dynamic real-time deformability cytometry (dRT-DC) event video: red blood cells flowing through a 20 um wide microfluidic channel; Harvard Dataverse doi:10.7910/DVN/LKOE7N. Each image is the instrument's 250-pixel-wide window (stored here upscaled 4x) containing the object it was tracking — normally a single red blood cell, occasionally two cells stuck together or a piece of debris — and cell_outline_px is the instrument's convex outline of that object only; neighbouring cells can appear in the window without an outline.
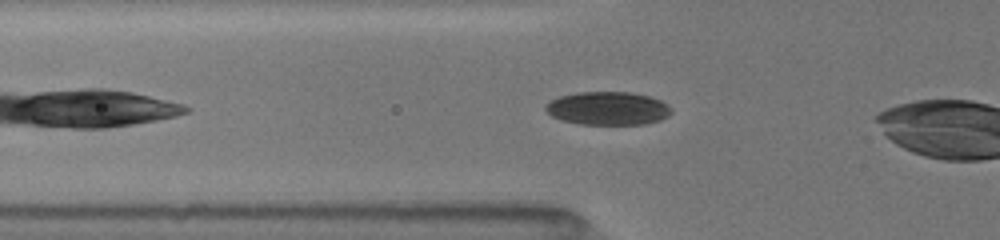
{"species": "common noctule bat (a hibernating species)", "species_latin": "Nyctalus noctula", "temperature_condition": "room temperature", "stored_images_in_passage": 33, "camera_frame_rate_fps": 3000, "um_per_image_px": 0.085, "animal": {"sex": "female", "body_mass_g": 19.5, "forearm_length_mm": 54.1}, "frame": {"image": 1, "passage_image": 7, "time_ms": 2.0, "image_size_px": [1000, 240], "cell_outline_px": [[672, 112], [668, 116], [660, 120], [644, 124], [580, 124], [560, 120], [552, 116], [544, 108], [552, 100], [560, 96], [576, 92], [632, 92], [648, 96], [660, 100]], "centroid_in_image_um": [51.64, 9.21], "position_along_channel_um": 74.2, "area_um2": 24.16}}
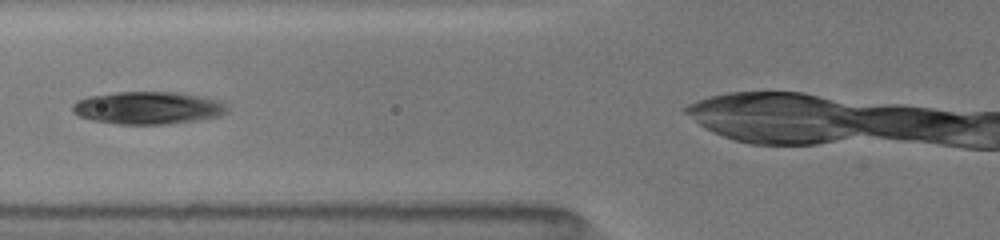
{"frame": {"image": 2, "passage_image": 10, "time_ms": 3.0, "image_size_px": [1000, 240], "cell_outline_px": [[224, 112], [220, 116], [200, 120], [168, 124], [120, 124], [92, 120], [80, 116], [72, 112], [72, 104], [76, 100], [88, 96], [116, 92], [180, 92], [212, 100], [224, 104]], "centroid_in_image_um": [12.48, 9.17], "position_along_channel_um": 113.3, "area_um2": 29.02}}